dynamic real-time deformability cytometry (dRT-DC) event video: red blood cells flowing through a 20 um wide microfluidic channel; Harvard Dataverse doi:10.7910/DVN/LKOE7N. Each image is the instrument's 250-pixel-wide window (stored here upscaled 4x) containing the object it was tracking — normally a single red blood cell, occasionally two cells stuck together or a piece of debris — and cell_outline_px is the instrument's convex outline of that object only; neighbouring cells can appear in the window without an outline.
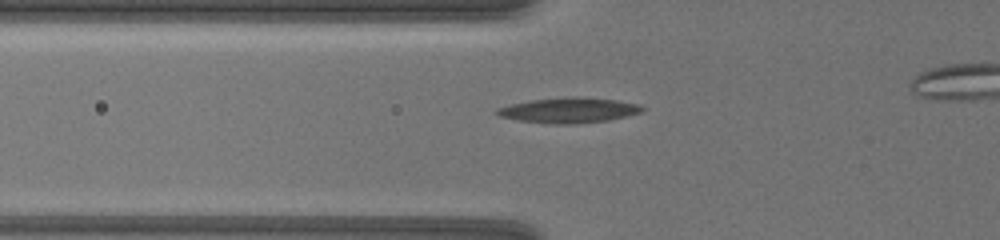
{"species": "common noctule bat (a hibernating species)", "species_latin": "Nyctalus noctula", "temperature_condition": "warm", "stored_images_in_passage": 41, "camera_frame_rate_fps": 3000, "um_per_image_px": 0.085, "animal": {"sex": "female", "body_mass_g": 19.5, "forearm_length_mm": 54.1}, "frame": {"image": 1, "passage_image": 2, "time_ms": 0.333, "image_size_px": [1000, 240], "cell_outline_px": [[644, 108], [640, 112], [628, 116], [608, 120], [576, 124], [552, 124], [520, 120], [500, 116], [492, 112], [496, 108], [512, 104], [532, 100], [572, 96], [616, 100], [640, 104]], "centroid_in_image_um": [48.35, 9.37], "position_along_channel_um": 77.5, "area_um2": 21.27}}
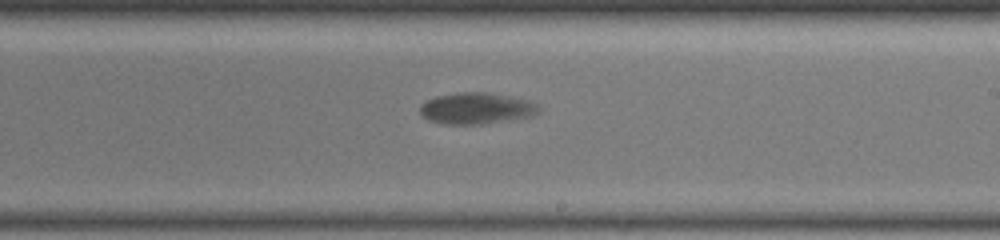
{"frame": {"image": 2, "passage_image": 21, "time_ms": 6.667, "image_size_px": [1000, 240], "cell_outline_px": [[540, 112], [532, 116], [480, 124], [444, 124], [428, 120], [420, 116], [420, 104], [436, 96], [460, 92], [488, 92], [528, 100], [536, 104], [540, 108]], "centroid_in_image_um": [40.46, 9.21], "position_along_channel_um": 248.5, "area_um2": 21.68}}
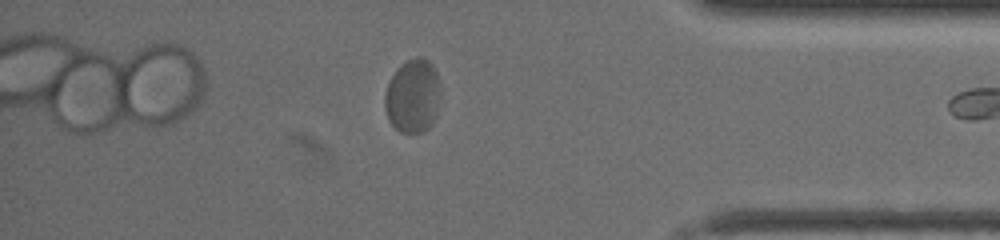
{"frame": {"image": 3, "passage_image": 40, "time_ms": 13.0, "image_size_px": [1000, 240], "cell_outline_px": [[440, 88], [436, 116], [432, 124], [424, 132], [400, 132], [388, 120], [384, 108], [384, 96], [388, 84], [392, 76], [408, 60], [416, 56], [424, 56], [432, 64], [436, 72], [440, 84]], "centroid_in_image_um": [35.1, 8.17], "position_along_channel_um": 400.1, "area_um2": 23.87}}